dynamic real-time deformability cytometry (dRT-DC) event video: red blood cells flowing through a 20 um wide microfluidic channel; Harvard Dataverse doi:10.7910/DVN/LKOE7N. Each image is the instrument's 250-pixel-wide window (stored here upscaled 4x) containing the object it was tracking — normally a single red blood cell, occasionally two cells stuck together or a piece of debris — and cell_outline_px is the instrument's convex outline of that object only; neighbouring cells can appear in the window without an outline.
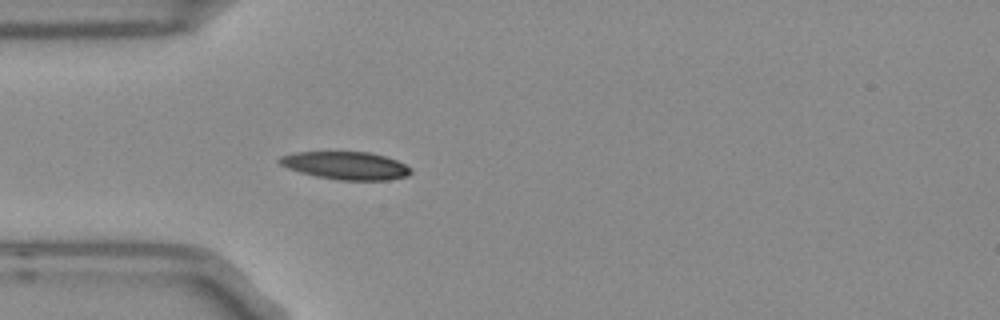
{"species": "Egyptian fruit bat (a non-hibernating species)", "species_latin": "Rousettus aegyptiacus", "temperature_condition": "room temperature", "stored_images_in_passage": 40, "camera_frame_rate_fps": 3000, "um_per_image_px": 0.085, "frame": {"image": 1, "passage_image": 1, "time_ms": 0.0, "image_size_px": [1000, 320], "cell_outline_px": [[412, 172], [408, 176], [388, 180], [336, 180], [316, 176], [300, 172], [288, 168], [280, 164], [276, 160], [280, 156], [296, 152], [368, 152], [384, 156], [396, 160], [412, 168]], "centroid_in_image_um": [29.39, 14.08], "position_along_channel_um": 55.6, "area_um2": 21.33}}
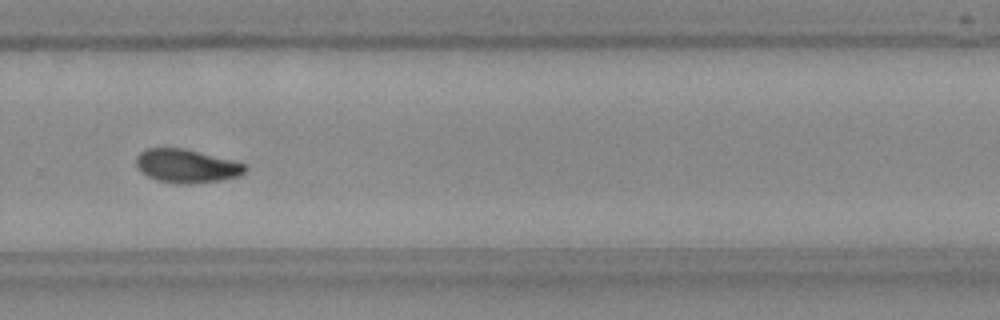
{"frame": {"image": 2, "passage_image": 22, "time_ms": 7.0, "image_size_px": [1000, 320], "cell_outline_px": [[248, 168], [240, 176], [220, 180], [188, 184], [180, 184], [156, 180], [140, 172], [136, 164], [136, 156], [140, 152], [148, 148], [180, 148], [244, 164]], "centroid_in_image_um": [15.8, 14.13], "position_along_channel_um": 314.0, "area_um2": 20.87}}
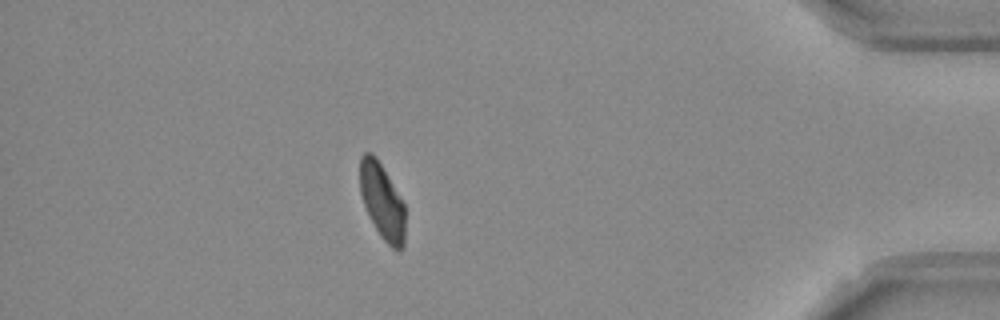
{"frame": {"image": 3, "passage_image": 33, "time_ms": 10.667, "image_size_px": [1000, 320], "cell_outline_px": [[404, 248], [400, 252], [392, 248], [380, 236], [364, 204], [360, 192], [360, 156], [364, 152], [372, 152], [376, 156], [404, 204]], "centroid_in_image_um": [32.48, 17.11], "position_along_channel_um": 402.7, "area_um2": 19.71}, "authors_computed_cell_mechanics": {"area_um2": 20.8947, "velocity_mm_per_s": 3.742, "shape_relaxation_time_tau1_ms": 4.3431, "shape_relaxation_time_tau2_ms": 5.8207, "deformation_change_tau1": 0.1245, "deformation_change_tau2": 0.0997}}